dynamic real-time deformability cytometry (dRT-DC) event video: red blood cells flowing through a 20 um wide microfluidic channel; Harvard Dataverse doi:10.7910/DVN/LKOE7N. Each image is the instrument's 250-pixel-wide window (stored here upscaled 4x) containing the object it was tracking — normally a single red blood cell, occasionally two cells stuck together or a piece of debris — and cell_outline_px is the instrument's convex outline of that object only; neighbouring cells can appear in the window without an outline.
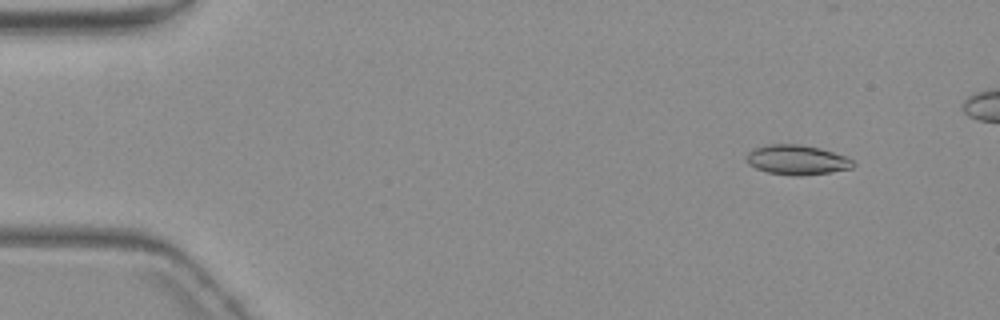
{"species": "common noctule bat (a hibernating species)", "species_latin": "Nyctalus noctula", "temperature_condition": "warm", "stored_images_in_passage": 5, "camera_frame_rate_fps": 3000, "um_per_image_px": 0.085, "animal": {"sex": "female", "body_mass_g": 19.3, "forearm_length_mm": 54.1}, "frame": {"image": 1, "passage_image": 1, "time_ms": 0.0, "image_size_px": [1000, 320], "cell_outline_px": [[856, 164], [852, 168], [832, 172], [800, 176], [792, 176], [768, 172], [756, 168], [748, 164], [744, 160], [748, 152], [756, 148], [768, 144], [800, 144], [820, 148], [844, 156], [852, 160]], "centroid_in_image_um": [67.72, 13.59], "position_along_channel_um": 17.3, "area_um2": 18.55}}